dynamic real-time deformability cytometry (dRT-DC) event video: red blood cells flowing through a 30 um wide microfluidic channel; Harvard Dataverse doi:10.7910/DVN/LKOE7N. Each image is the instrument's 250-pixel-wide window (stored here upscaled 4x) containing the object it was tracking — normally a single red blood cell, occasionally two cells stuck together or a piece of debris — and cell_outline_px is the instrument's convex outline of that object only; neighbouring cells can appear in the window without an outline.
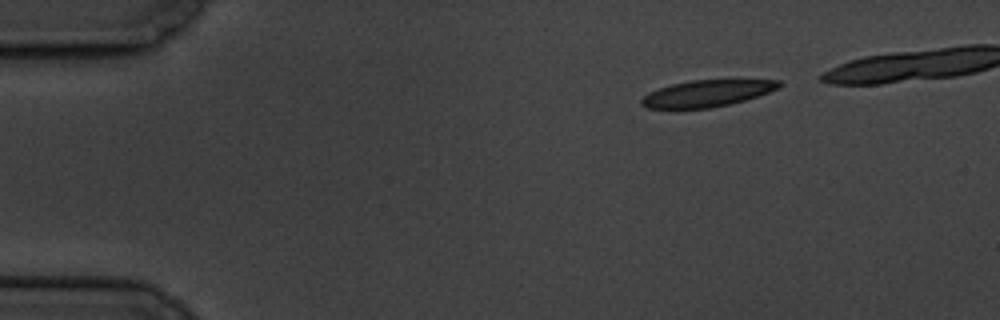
{"species": "common noctule bat (a hibernating species)", "species_latin": "Nyctalus noctula", "temperature_condition": "cold", "stored_images_in_passage": 8, "segment_of_instrument_passage": [1, 2], "camera_frame_rate_fps": 3000, "um_per_image_px": 0.085, "animal": {"sex": "male", "body_mass_g": 19.5, "forearm_length_mm": 54.6}, "frame": {"image": 1, "passage_image": 1, "time_ms": 0.0, "image_size_px": [1000, 320], "cell_outline_px": [[780, 88], [744, 100], [728, 104], [708, 108], [648, 108], [640, 104], [640, 100], [648, 92], [672, 84], [692, 80], [780, 80]], "centroid_in_image_um": [60.07, 7.93], "position_along_channel_um": 24.9, "area_um2": 20.98}}
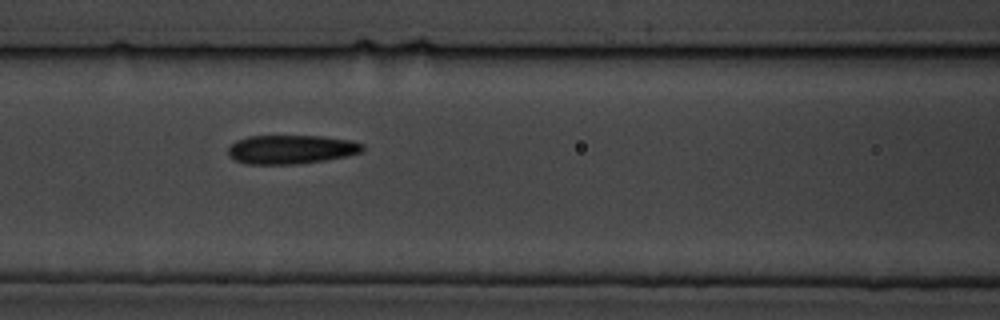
{"frame": {"image": 2, "passage_image": 6, "time_ms": 5.667, "image_size_px": [1000, 320], "cell_outline_px": [[364, 152], [348, 156], [300, 164], [244, 164], [232, 160], [228, 156], [228, 148], [236, 140], [248, 136], [324, 136], [352, 140], [364, 144]], "centroid_in_image_um": [24.75, 12.7], "position_along_channel_um": 141.8, "area_um2": 23.06}}
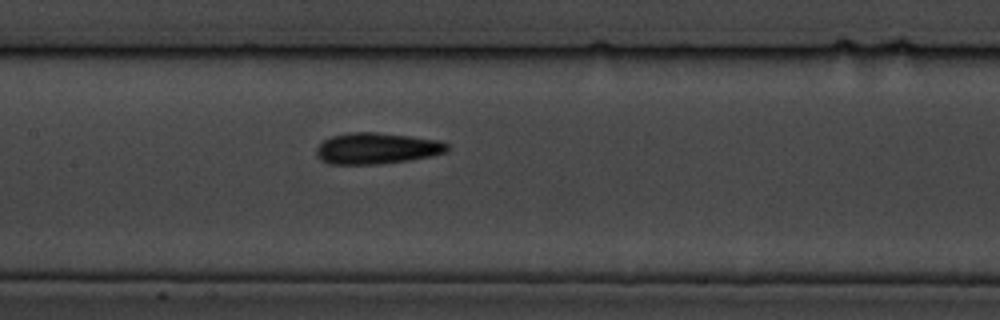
{"frame": {"image": 3, "passage_image": 7, "time_ms": 6.667, "image_size_px": [1000, 320], "cell_outline_px": [[448, 152], [432, 156], [408, 160], [380, 164], [328, 164], [320, 160], [316, 156], [316, 148], [324, 140], [332, 136], [348, 132], [376, 132], [440, 140], [448, 144]], "centroid_in_image_um": [32.01, 12.61], "position_along_channel_um": 175.4, "area_um2": 23.93}}